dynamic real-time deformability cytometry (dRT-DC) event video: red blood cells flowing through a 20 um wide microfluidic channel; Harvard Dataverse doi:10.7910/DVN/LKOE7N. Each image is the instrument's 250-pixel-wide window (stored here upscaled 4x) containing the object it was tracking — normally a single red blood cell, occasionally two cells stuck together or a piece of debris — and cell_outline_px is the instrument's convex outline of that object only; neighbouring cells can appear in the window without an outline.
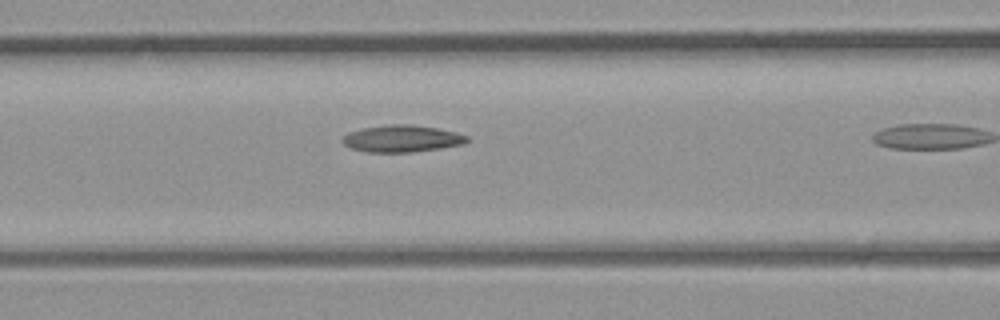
{"species": "common noctule bat (a hibernating species)", "species_latin": "Nyctalus noctula", "temperature_condition": "room temperature", "stored_images_in_passage": 11, "camera_frame_rate_fps": 3000, "um_per_image_px": 0.085, "animal": {"sex": "male", "body_mass_g": 23.1, "forearm_length_mm": 52.7}, "frame": {"image": 1, "passage_image": 8, "time_ms": 2.333, "image_size_px": [1000, 320], "cell_outline_px": [[468, 140], [464, 144], [440, 148], [412, 152], [368, 152], [352, 148], [344, 144], [340, 140], [348, 132], [364, 128], [388, 124], [412, 124], [436, 128], [456, 132], [468, 136]], "centroid_in_image_um": [34.16, 11.78], "position_along_channel_um": 132.4, "area_um2": 19.48}}
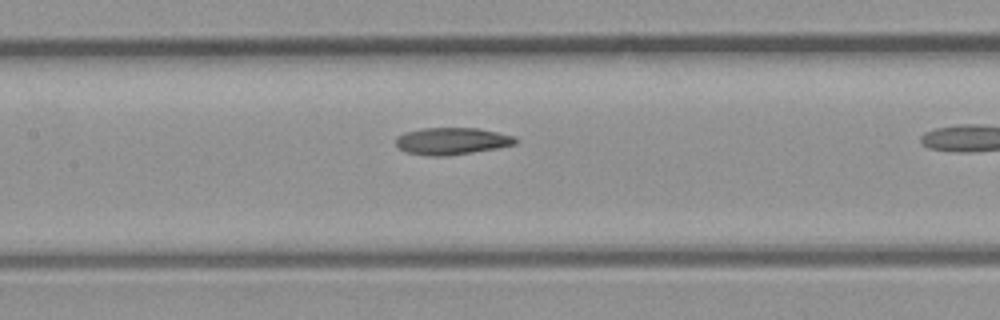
{"frame": {"image": 2, "passage_image": 10, "time_ms": 3.0, "image_size_px": [1000, 320], "cell_outline_px": [[520, 140], [516, 144], [496, 148], [448, 156], [428, 156], [408, 152], [400, 148], [396, 144], [396, 136], [404, 132], [420, 128], [476, 128], [516, 136]], "centroid_in_image_um": [38.42, 11.98], "position_along_channel_um": 169.0, "area_um2": 18.9}}